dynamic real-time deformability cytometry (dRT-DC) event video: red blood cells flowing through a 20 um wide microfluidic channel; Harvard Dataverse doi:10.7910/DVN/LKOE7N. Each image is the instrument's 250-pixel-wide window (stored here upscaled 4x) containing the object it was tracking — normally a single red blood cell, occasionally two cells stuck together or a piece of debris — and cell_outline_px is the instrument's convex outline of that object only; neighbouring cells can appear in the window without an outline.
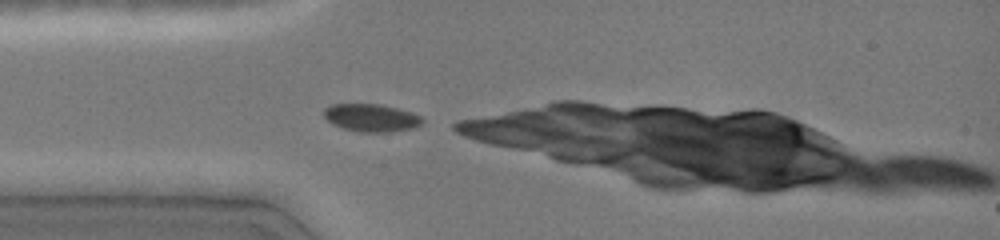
{"species": "common noctule bat (a hibernating species)", "species_latin": "Nyctalus noctula", "temperature_condition": "cold", "stored_images_in_passage": 22, "camera_frame_rate_fps": 3000, "um_per_image_px": 0.085, "animal": {"sex": "female", "body_mass_g": 19.0, "forearm_length_mm": 51.5}, "frame": {"image": 1, "passage_image": 1, "time_ms": 0.0, "image_size_px": [1000, 240], "cell_outline_px": [[424, 120], [420, 124], [412, 128], [392, 132], [360, 132], [344, 128], [332, 124], [324, 116], [324, 108], [332, 104], [380, 104], [412, 112], [420, 116]], "centroid_in_image_um": [31.55, 10.01], "position_along_channel_um": 53.4, "area_um2": 15.84}, "authors_computed_cell_mechanics": {"area_um2": 16.5886, "velocity_mm_per_s": 4.0504, "shape_relaxation_time_tau1_ms": 1.0403, "shape_relaxation_time_tau2_ms": null, "deformation_change_tau1": 0.0511, "deformation_change_tau2": null}}